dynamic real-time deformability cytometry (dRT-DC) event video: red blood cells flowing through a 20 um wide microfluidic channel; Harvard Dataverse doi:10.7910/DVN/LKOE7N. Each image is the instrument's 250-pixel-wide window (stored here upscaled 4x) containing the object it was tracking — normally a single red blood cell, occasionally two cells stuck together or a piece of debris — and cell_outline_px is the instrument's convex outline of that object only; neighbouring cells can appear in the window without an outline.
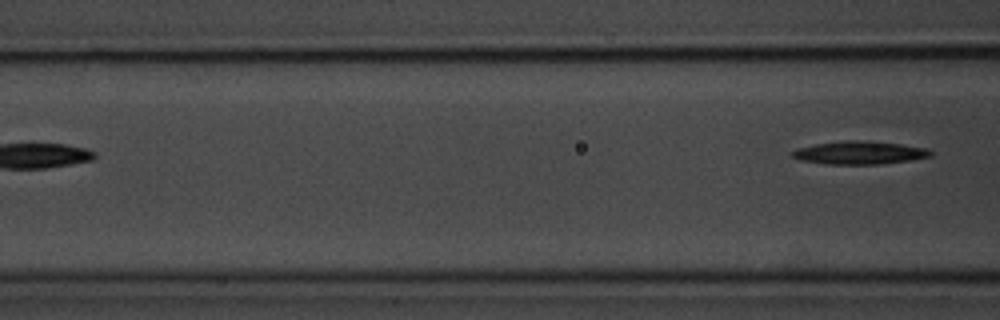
{"species": "common noctule bat (a hibernating species)", "species_latin": "Nyctalus noctula", "temperature_condition": "room temperature", "stored_images_in_passage": 3, "camera_frame_rate_fps": 3000, "um_per_image_px": 0.085, "animal": {"sex": "male", "body_mass_g": 20.1, "forearm_length_mm": 53.5}, "frame": {"image": 1, "passage_image": 3, "time_ms": 2.333, "image_size_px": [1000, 320], "cell_outline_px": [[932, 156], [912, 160], [880, 164], [824, 164], [800, 160], [792, 156], [788, 152], [796, 148], [816, 144], [844, 140], [872, 140], [928, 148], [932, 152]], "centroid_in_image_um": [73.05, 12.97], "position_along_channel_um": 93.6, "area_um2": 18.9}}